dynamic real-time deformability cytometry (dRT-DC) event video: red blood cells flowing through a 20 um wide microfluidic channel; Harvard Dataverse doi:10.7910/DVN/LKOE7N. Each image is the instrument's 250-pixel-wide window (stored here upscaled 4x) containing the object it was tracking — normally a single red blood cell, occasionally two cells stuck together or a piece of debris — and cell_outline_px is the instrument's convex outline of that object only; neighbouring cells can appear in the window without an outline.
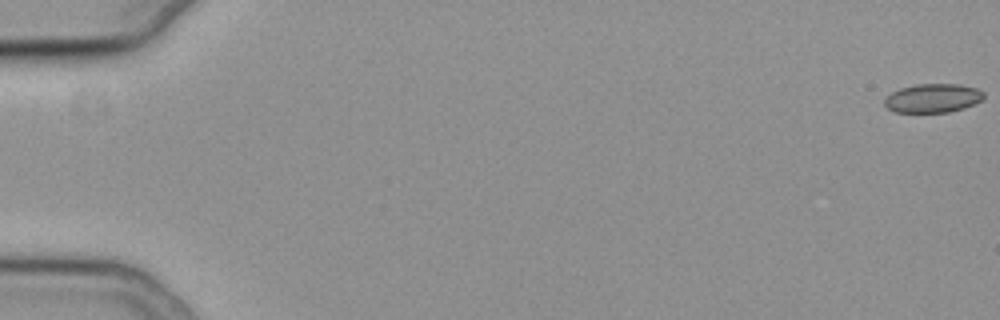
{"species": "common noctule bat (a hibernating species)", "species_latin": "Nyctalus noctula", "temperature_condition": "cold", "stored_images_in_passage": 10, "camera_frame_rate_fps": 3000, "um_per_image_px": 0.085, "animal": {"sex": "female", "body_mass_g": 19.3, "forearm_length_mm": 54.1}, "frame": {"image": 1, "passage_image": 1, "time_ms": 0.0, "image_size_px": [1000, 320], "cell_outline_px": [[984, 96], [980, 100], [964, 108], [948, 112], [896, 112], [888, 108], [884, 104], [884, 100], [892, 92], [900, 88], [916, 84], [956, 84], [976, 88], [984, 92]], "centroid_in_image_um": [79.27, 8.34], "position_along_channel_um": 5.7, "area_um2": 16.47}}